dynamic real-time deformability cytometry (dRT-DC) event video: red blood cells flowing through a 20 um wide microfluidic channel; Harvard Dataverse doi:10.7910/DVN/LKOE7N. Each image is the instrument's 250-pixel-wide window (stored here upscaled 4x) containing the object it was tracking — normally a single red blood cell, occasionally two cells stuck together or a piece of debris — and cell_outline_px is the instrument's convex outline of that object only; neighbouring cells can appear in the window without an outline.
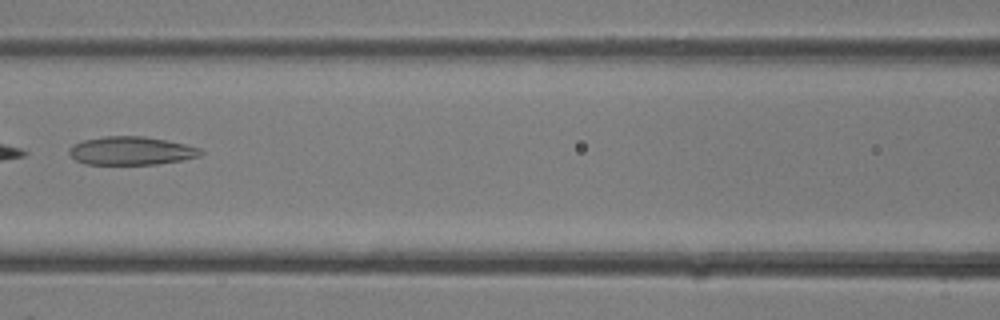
{"species": "common noctule bat (a hibernating species)", "species_latin": "Nyctalus noctula", "temperature_condition": "room temperature", "stored_images_in_passage": 33, "camera_frame_rate_fps": 3000, "um_per_image_px": 0.085, "animal": {"sex": "female"}, "frame": {"image": 1, "passage_image": 15, "time_ms": 4.667, "image_size_px": [1000, 320], "cell_outline_px": [[204, 152], [200, 156], [180, 160], [156, 164], [84, 164], [76, 160], [68, 152], [68, 148], [72, 144], [84, 140], [104, 136], [144, 136], [184, 144], [200, 148]], "centroid_in_image_um": [11.12, 12.81], "position_along_channel_um": 155.5, "area_um2": 21.62}}
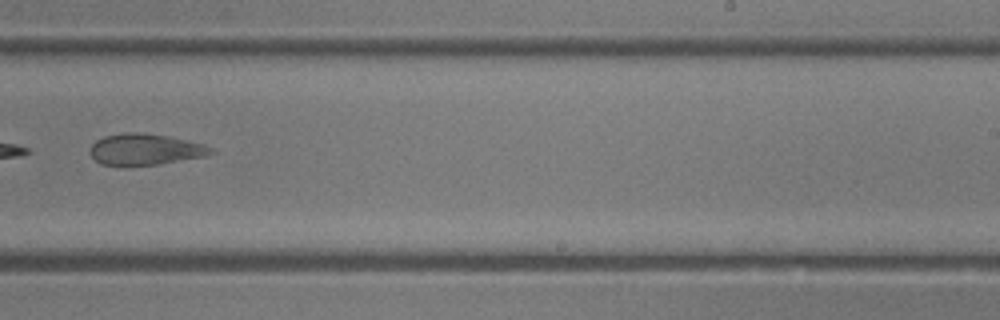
{"frame": {"image": 2, "passage_image": 21, "time_ms": 6.667, "image_size_px": [1000, 320], "cell_outline_px": [[216, 152], [208, 156], [156, 164], [128, 168], [124, 168], [100, 164], [88, 152], [92, 144], [96, 140], [104, 136], [124, 132], [140, 132], [168, 136], [188, 140], [204, 144], [212, 148]], "centroid_in_image_um": [12.31, 12.72], "position_along_channel_um": 276.7, "area_um2": 22.72}}
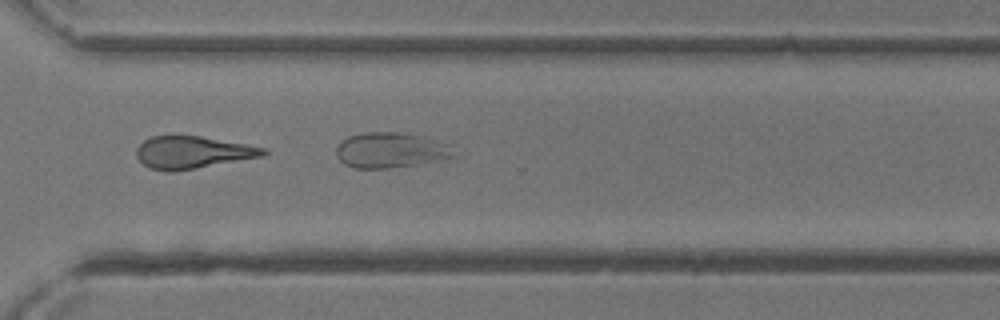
{"frame": {"image": 3, "passage_image": 24, "time_ms": 7.667, "image_size_px": [1000, 320], "cell_outline_px": [[268, 156], [172, 172], [164, 172], [148, 168], [136, 156], [136, 148], [144, 140], [152, 136], [200, 136], [244, 144], [264, 148], [268, 152]], "centroid_in_image_um": [16.37, 12.97], "position_along_channel_um": 354.2, "area_um2": 23.99}}